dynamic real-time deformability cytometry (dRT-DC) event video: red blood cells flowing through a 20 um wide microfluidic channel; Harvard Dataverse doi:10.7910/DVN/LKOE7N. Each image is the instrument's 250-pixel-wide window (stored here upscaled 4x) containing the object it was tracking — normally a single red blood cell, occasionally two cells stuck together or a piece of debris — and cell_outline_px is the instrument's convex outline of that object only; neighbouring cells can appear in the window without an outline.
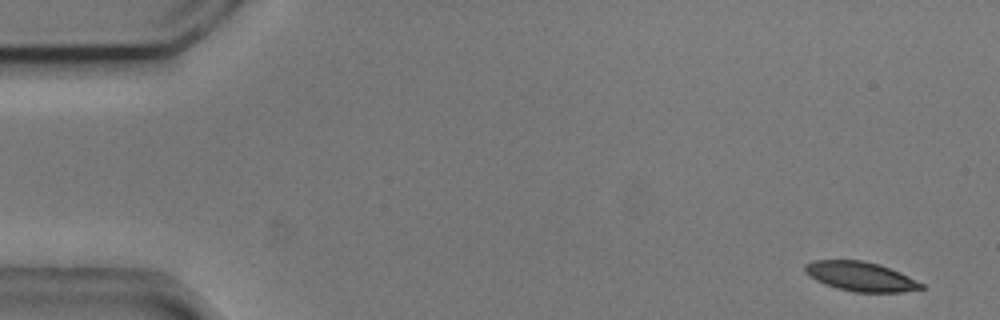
{"species": "common noctule bat (a hibernating species)", "species_latin": "Nyctalus noctula", "temperature_condition": "cold", "stored_images_in_passage": 4, "camera_frame_rate_fps": 3000, "um_per_image_px": 0.085, "animal": {"sex": "male", "body_mass_g": 20.5, "forearm_length_mm": 52.5}, "frame": {"image": 1, "passage_image": 1, "time_ms": 0.0, "image_size_px": [1000, 320], "cell_outline_px": [[924, 288], [900, 292], [852, 292], [836, 288], [824, 284], [816, 280], [804, 272], [804, 264], [812, 260], [864, 260], [900, 272], [924, 284]], "centroid_in_image_um": [73.1, 23.5], "position_along_channel_um": 11.9, "area_um2": 19.88}}
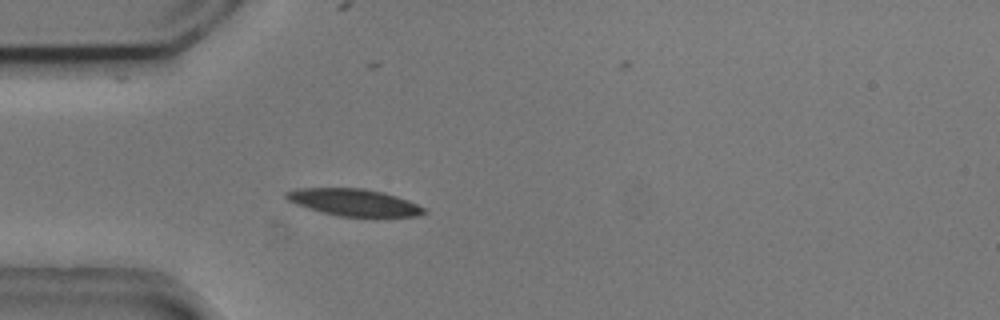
{"frame": {"image": 2, "passage_image": 4, "time_ms": 1.0, "image_size_px": [1000, 320], "cell_outline_px": [[428, 212], [416, 216], [376, 220], [336, 216], [308, 208], [296, 204], [288, 200], [284, 196], [284, 192], [300, 188], [364, 188], [384, 192], [408, 200], [424, 208]], "centroid_in_image_um": [30.16, 17.26], "position_along_channel_um": 54.8, "area_um2": 22.72}}